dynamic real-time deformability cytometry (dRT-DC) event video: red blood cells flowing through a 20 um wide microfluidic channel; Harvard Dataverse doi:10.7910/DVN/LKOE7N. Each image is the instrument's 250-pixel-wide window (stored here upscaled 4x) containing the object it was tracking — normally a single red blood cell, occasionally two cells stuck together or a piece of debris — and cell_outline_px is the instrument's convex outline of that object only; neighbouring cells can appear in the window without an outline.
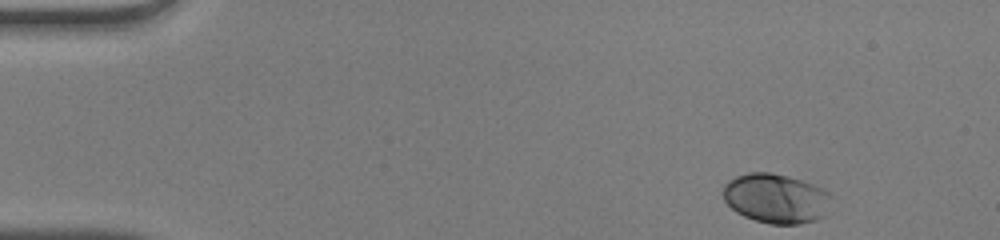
{"species": "human", "species_latin": "Homo sapiens", "temperature_condition": "warm", "stored_images_in_passage": 46, "camera_frame_rate_fps": 3000, "um_per_image_px": 0.085, "donor": {"sex": "male"}, "frame": {"image": 1, "passage_image": 1, "time_ms": 0.0, "image_size_px": [1000, 240], "cell_outline_px": [[832, 196], [828, 216], [816, 220], [800, 224], [768, 224], [744, 216], [736, 212], [724, 200], [720, 192], [724, 184], [728, 180], [736, 176], [748, 172], [772, 172], [788, 176], [824, 188]], "centroid_in_image_um": [65.97, 16.87], "position_along_channel_um": 19.0, "area_um2": 31.91}}
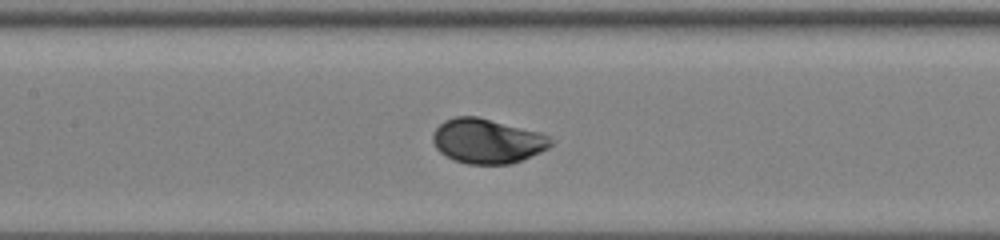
{"frame": {"image": 2, "passage_image": 20, "time_ms": 6.333, "image_size_px": [1000, 240], "cell_outline_px": [[556, 140], [548, 148], [540, 152], [512, 164], [468, 164], [456, 160], [440, 152], [436, 148], [432, 140], [432, 136], [436, 128], [444, 120], [456, 116], [476, 116], [540, 132], [552, 136]], "centroid_in_image_um": [41.45, 11.98], "position_along_channel_um": 165.9, "area_um2": 30.75}}
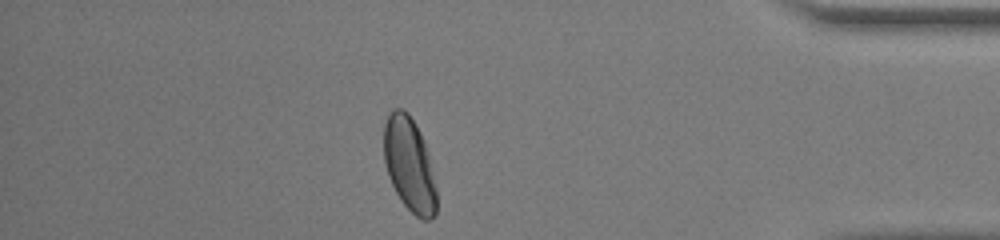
{"frame": {"image": 3, "passage_image": 40, "time_ms": 13.0, "image_size_px": [1000, 240], "cell_outline_px": [[436, 216], [432, 220], [424, 220], [416, 216], [400, 200], [388, 176], [384, 160], [384, 124], [392, 108], [400, 108], [408, 112], [416, 124], [424, 140], [436, 188]], "centroid_in_image_um": [34.79, 13.99], "position_along_channel_um": 400.4, "area_um2": 28.84}, "authors_computed_cell_mechanics": {"area_um2": 30.4317, "velocity_mm_per_s": 4.0453, "shape_relaxation_time_tau1_ms": 2.4764, "shape_relaxation_time_tau2_ms": null, "deformation_change_tau1": 0.1198, "deformation_change_tau2": null}}